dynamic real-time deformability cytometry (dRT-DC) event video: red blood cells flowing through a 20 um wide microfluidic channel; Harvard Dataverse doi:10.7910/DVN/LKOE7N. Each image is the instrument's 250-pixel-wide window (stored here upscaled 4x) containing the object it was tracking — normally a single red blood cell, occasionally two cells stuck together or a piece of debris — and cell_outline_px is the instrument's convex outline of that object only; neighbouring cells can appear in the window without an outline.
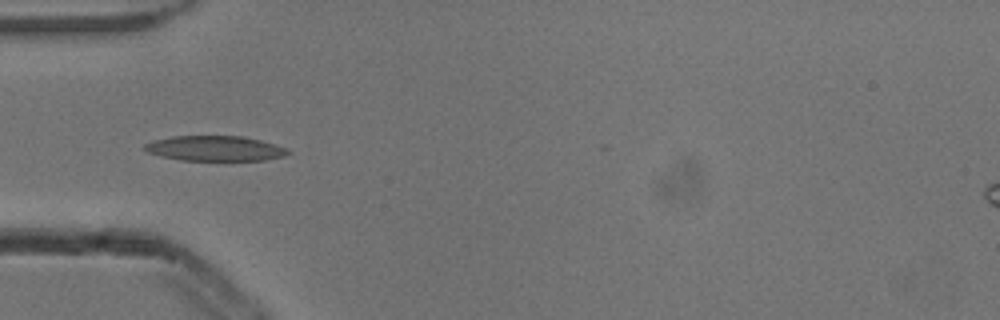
{"species": "common noctule bat (a hibernating species)", "species_latin": "Nyctalus noctula", "temperature_condition": "cold", "stored_images_in_passage": 7, "camera_frame_rate_fps": 3000, "um_per_image_px": 0.085, "animal": {"sex": "male", "body_mass_g": 13.3}, "frame": {"image": 1, "passage_image": 5, "time_ms": 1.333, "image_size_px": [1000, 320], "cell_outline_px": [[292, 152], [284, 156], [264, 160], [180, 160], [160, 156], [148, 152], [144, 148], [144, 144], [152, 140], [172, 136], [240, 136], [260, 140], [288, 148]], "centroid_in_image_um": [18.27, 12.61], "position_along_channel_um": 66.7, "area_um2": 20.98}}
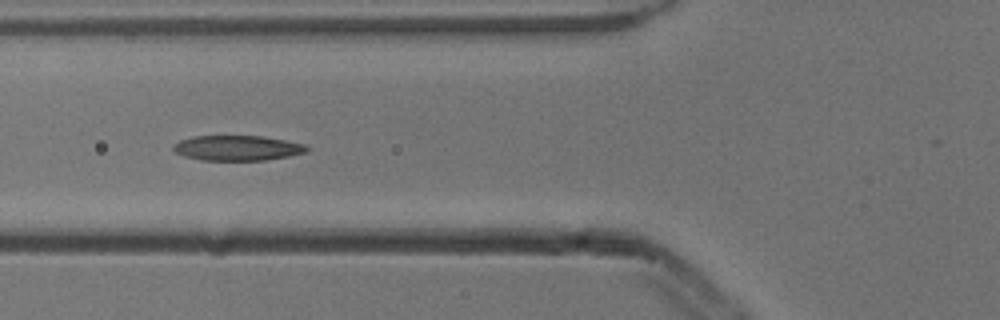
{"frame": {"image": 2, "passage_image": 6, "time_ms": 1.667, "image_size_px": [1000, 320], "cell_outline_px": [[312, 148], [308, 152], [288, 156], [264, 160], [200, 160], [184, 156], [176, 152], [172, 148], [172, 144], [180, 140], [192, 136], [260, 136], [284, 140], [304, 144]], "centroid_in_image_um": [20.17, 12.58], "position_along_channel_um": 105.6, "area_um2": 19.59}}
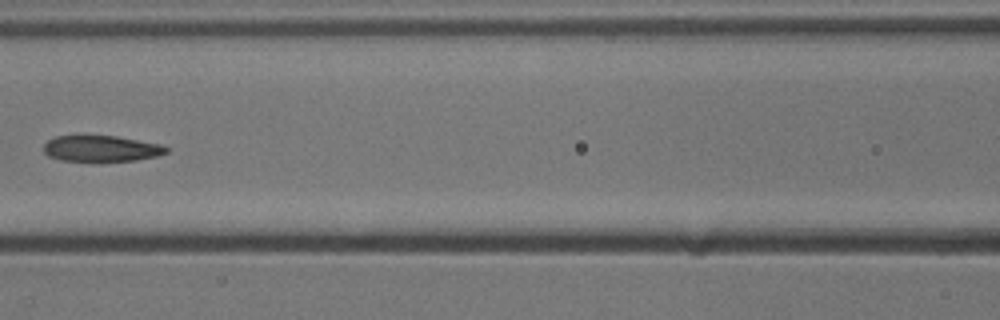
{"frame": {"image": 3, "passage_image": 7, "time_ms": 2.0, "image_size_px": [1000, 320], "cell_outline_px": [[172, 148], [168, 152], [160, 156], [136, 160], [100, 164], [60, 160], [48, 156], [44, 152], [44, 144], [48, 140], [56, 136], [116, 136], [160, 144]], "centroid_in_image_um": [8.64, 12.68], "position_along_channel_um": 158.0, "area_um2": 19.54}}